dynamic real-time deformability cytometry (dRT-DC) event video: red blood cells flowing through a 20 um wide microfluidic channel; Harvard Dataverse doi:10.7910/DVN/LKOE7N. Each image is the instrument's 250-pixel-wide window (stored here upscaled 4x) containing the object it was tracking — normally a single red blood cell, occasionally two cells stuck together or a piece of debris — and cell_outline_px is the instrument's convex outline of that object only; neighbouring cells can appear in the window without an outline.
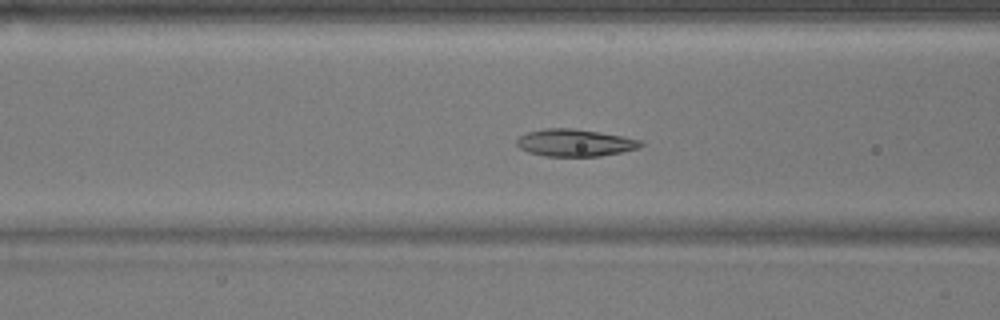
{"species": "common noctule bat (a hibernating species)", "species_latin": "Nyctalus noctula", "temperature_condition": "warm", "stored_images_in_passage": 42, "camera_frame_rate_fps": 3000, "um_per_image_px": 0.085, "animal": {"sex": "male", "body_mass_g": 17.9}, "frame": {"image": 1, "passage_image": 10, "time_ms": 3.0, "image_size_px": [1000, 320], "cell_outline_px": [[644, 144], [636, 148], [620, 152], [600, 156], [544, 156], [528, 152], [520, 148], [516, 144], [516, 140], [520, 136], [528, 132], [548, 128], [572, 128], [620, 136], [640, 140]], "centroid_in_image_um": [48.81, 12.14], "position_along_channel_um": 117.8, "area_um2": 19.31}}
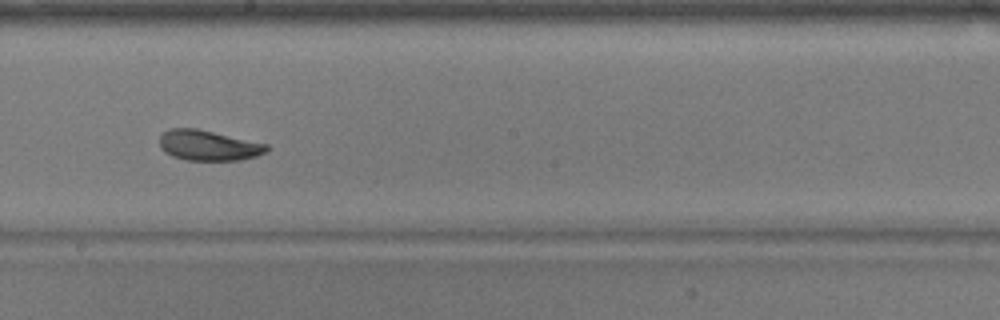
{"frame": {"image": 2, "passage_image": 19, "time_ms": 6.0, "image_size_px": [1000, 320], "cell_outline_px": [[268, 152], [256, 156], [240, 160], [184, 160], [172, 156], [164, 152], [160, 148], [160, 136], [168, 128], [196, 128], [268, 144]], "centroid_in_image_um": [17.7, 12.36], "position_along_channel_um": 230.5, "area_um2": 19.02}}
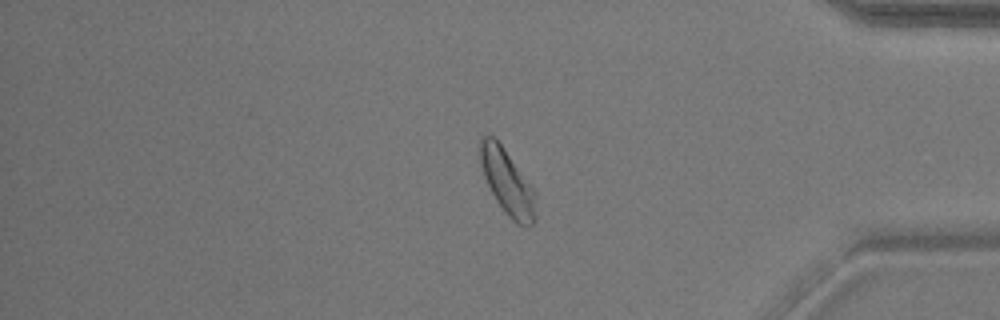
{"frame": {"image": 3, "passage_image": 34, "time_ms": 11.0, "image_size_px": [1000, 320], "cell_outline_px": [[536, 220], [532, 224], [516, 224], [508, 216], [496, 200], [484, 176], [480, 164], [480, 136], [492, 136], [500, 144], [536, 192]], "centroid_in_image_um": [43.13, 15.51], "position_along_channel_um": 392.1, "area_um2": 20.69}, "authors_computed_cell_mechanics": {"area_um2": 20.1144, "velocity_mm_per_s": 3.7639, "shape_relaxation_time_tau1_ms": 2.6902, "shape_relaxation_time_tau2_ms": 1.8176, "deformation_change_tau1": 0.0915, "deformation_change_tau2": 0.0649}}